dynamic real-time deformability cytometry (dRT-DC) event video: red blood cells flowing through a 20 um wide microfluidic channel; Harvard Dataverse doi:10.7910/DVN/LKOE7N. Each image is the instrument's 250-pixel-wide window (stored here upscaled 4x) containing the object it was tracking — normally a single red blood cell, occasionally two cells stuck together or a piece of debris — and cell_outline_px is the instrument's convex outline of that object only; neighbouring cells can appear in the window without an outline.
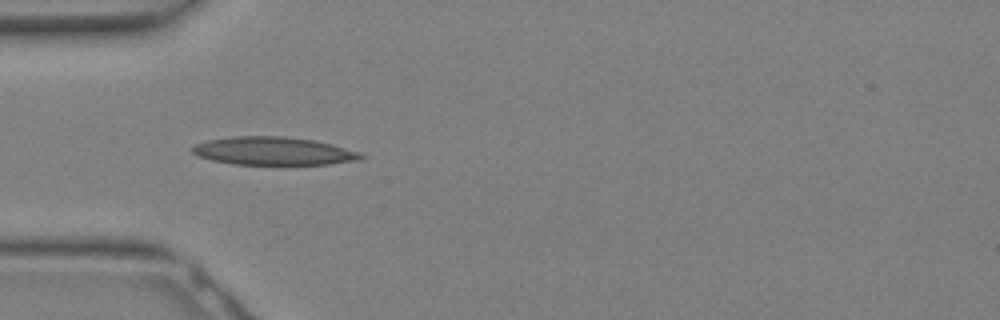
{"species": "Egyptian fruit bat (a non-hibernating species)", "species_latin": "Rousettus aegyptiacus", "temperature_condition": "warm", "stored_images_in_passage": 16, "camera_frame_rate_fps": 3000, "um_per_image_px": 0.085, "animal": {"sex": "female"}, "frame": {"image": 1, "passage_image": 7, "time_ms": 2.0, "image_size_px": [1000, 320], "cell_outline_px": [[368, 156], [360, 160], [328, 164], [232, 164], [212, 160], [200, 156], [192, 152], [192, 148], [196, 144], [208, 140], [232, 136], [284, 136], [316, 140], [332, 144], [360, 152]], "centroid_in_image_um": [23.3, 12.83], "position_along_channel_um": 61.7, "area_um2": 27.63}}
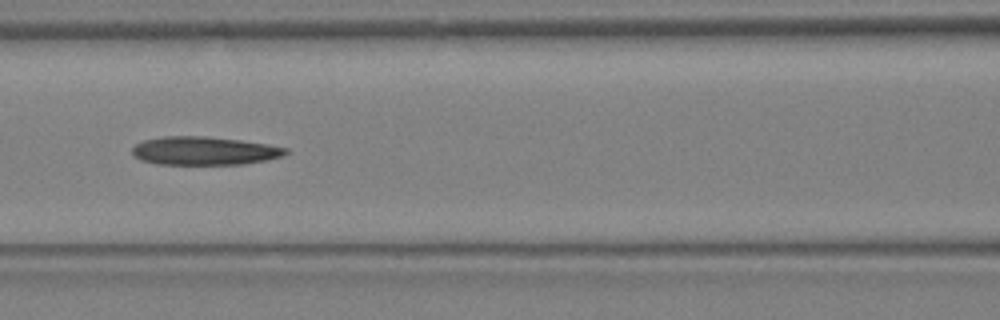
{"frame": {"image": 2, "passage_image": 11, "time_ms": 3.333, "image_size_px": [1000, 320], "cell_outline_px": [[288, 152], [284, 156], [268, 160], [244, 164], [156, 164], [140, 160], [132, 156], [132, 148], [140, 140], [164, 136], [204, 136], [240, 140], [268, 144], [288, 148]], "centroid_in_image_um": [17.34, 12.82], "position_along_channel_um": 149.3, "area_um2": 25.66}}
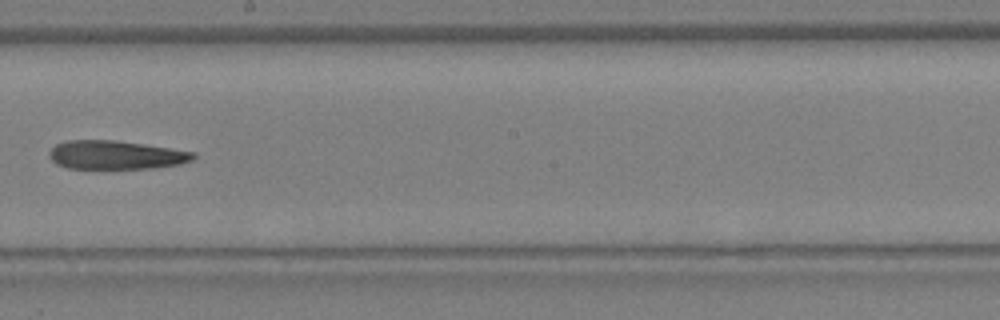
{"frame": {"image": 3, "passage_image": 15, "time_ms": 4.667, "image_size_px": [1000, 320], "cell_outline_px": [[196, 156], [192, 160], [180, 164], [152, 168], [68, 168], [56, 164], [52, 160], [48, 152], [56, 144], [68, 140], [116, 140], [144, 144], [196, 152]], "centroid_in_image_um": [9.85, 13.16], "position_along_channel_um": 238.3, "area_um2": 23.99}}